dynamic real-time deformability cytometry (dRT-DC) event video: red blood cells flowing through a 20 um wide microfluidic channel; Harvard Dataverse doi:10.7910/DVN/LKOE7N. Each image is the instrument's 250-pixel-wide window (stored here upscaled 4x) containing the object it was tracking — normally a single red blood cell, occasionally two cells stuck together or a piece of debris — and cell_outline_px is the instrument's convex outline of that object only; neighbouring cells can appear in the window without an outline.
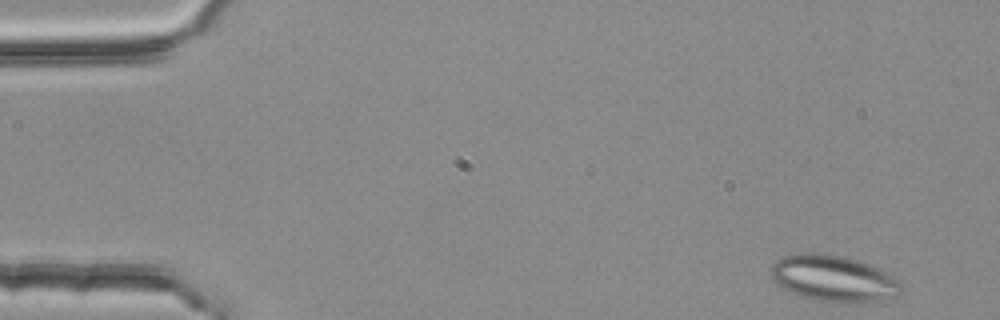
{"species": "common noctule bat (a hibernating species)", "species_latin": "Nyctalus noctula", "temperature_condition": "room temperature", "stored_images_in_passage": 3, "camera_frame_rate_fps": 3000, "um_per_image_px": 0.085, "animal": {"sex": "female", "body_mass_g": 25.1}, "frame": {"image": 1, "passage_image": 1, "time_ms": 0.0, "image_size_px": [1000, 320], "cell_outline_px": [[904, 292], [900, 296], [876, 300], [844, 304], [816, 300], [792, 292], [776, 284], [772, 280], [772, 264], [780, 256], [800, 252], [820, 252], [840, 256], [856, 260], [880, 268], [900, 280], [904, 288]], "centroid_in_image_um": [70.89, 23.66], "position_along_channel_um": 14.1, "area_um2": 35.6}}